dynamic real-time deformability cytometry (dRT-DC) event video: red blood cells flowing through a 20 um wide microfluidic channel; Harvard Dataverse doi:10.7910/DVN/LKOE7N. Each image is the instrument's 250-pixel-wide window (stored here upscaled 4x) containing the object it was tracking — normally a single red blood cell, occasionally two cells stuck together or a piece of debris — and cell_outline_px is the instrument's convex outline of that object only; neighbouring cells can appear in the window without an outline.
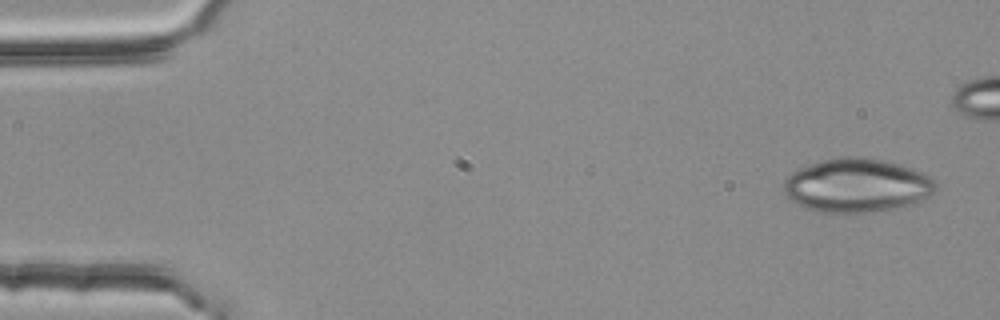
{"species": "common noctule bat (a hibernating species)", "species_latin": "Nyctalus noctula", "temperature_condition": "room temperature", "stored_images_in_passage": 4, "camera_frame_rate_fps": 3000, "um_per_image_px": 0.085, "animal": {"sex": "female", "body_mass_g": 25.1}, "frame": {"image": 1, "passage_image": 1, "time_ms": 0.0, "image_size_px": [1000, 320], "cell_outline_px": [[936, 188], [928, 196], [916, 204], [872, 212], [816, 212], [804, 208], [796, 204], [784, 192], [784, 180], [792, 172], [800, 168], [824, 160], [848, 156], [860, 156], [884, 160], [900, 164], [912, 168], [936, 180]], "centroid_in_image_um": [72.84, 15.77], "position_along_channel_um": 12.2, "area_um2": 47.57}}